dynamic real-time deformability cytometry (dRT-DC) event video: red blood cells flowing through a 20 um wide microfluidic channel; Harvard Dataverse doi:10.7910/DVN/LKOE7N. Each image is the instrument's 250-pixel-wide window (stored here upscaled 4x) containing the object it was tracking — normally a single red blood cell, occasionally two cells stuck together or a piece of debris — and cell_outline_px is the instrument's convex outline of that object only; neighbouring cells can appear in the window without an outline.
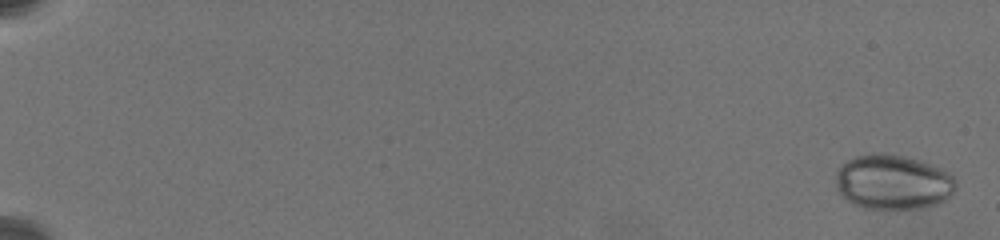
{"species": "common noctule bat (a hibernating species)", "species_latin": "Nyctalus noctula", "temperature_condition": "warm", "stored_images_in_passage": 47, "camera_frame_rate_fps": 3000, "um_per_image_px": 0.085, "animal": {"sex": "female", "body_mass_g": 19.5, "forearm_length_mm": 54.1}, "frame": {"image": 1, "passage_image": 1, "time_ms": 0.0, "image_size_px": [1000, 240], "cell_outline_px": [[956, 188], [944, 200], [936, 204], [920, 208], [864, 208], [844, 200], [840, 196], [836, 188], [836, 168], [840, 164], [856, 156], [872, 152], [888, 152], [920, 160], [940, 168], [952, 176], [956, 180]], "centroid_in_image_um": [75.83, 15.45], "position_along_channel_um": 9.2, "area_um2": 38.73}}
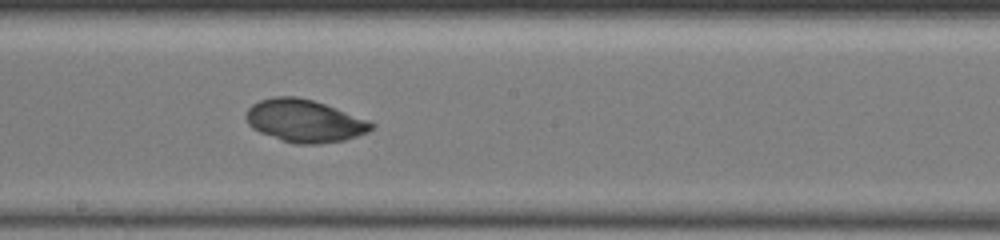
{"frame": {"image": 2, "passage_image": 27, "time_ms": 12.667, "image_size_px": [1000, 240], "cell_outline_px": [[376, 124], [368, 132], [344, 140], [320, 144], [296, 144], [280, 140], [260, 132], [252, 128], [248, 124], [244, 116], [248, 108], [252, 104], [260, 100], [272, 96], [296, 96], [312, 100], [324, 104], [368, 120]], "centroid_in_image_um": [25.85, 10.27], "position_along_channel_um": 222.4, "area_um2": 31.1}}
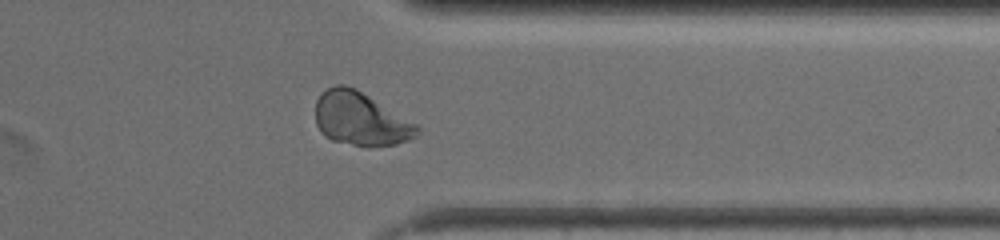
{"frame": {"image": 3, "passage_image": 40, "time_ms": 17.333, "image_size_px": [1000, 240], "cell_outline_px": [[420, 132], [412, 140], [396, 144], [368, 148], [332, 140], [324, 136], [320, 132], [316, 124], [316, 100], [328, 88], [336, 84], [344, 84], [356, 88], [416, 124], [420, 128]], "centroid_in_image_um": [30.66, 10.13], "position_along_channel_um": 380.7, "area_um2": 31.79}}